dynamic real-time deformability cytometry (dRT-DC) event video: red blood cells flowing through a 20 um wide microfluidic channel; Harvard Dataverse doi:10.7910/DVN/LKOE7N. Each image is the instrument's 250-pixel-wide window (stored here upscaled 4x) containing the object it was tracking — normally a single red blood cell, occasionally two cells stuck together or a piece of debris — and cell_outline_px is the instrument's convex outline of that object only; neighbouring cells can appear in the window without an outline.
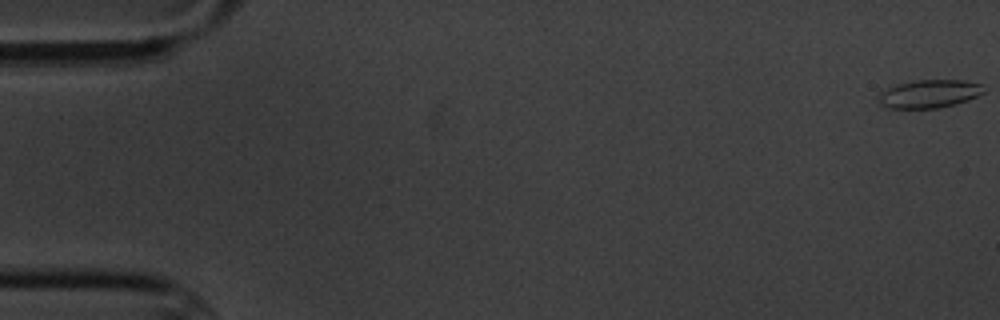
{"species": "common noctule bat (a hibernating species)", "species_latin": "Nyctalus noctula", "temperature_condition": "cold", "stored_images_in_passage": 6, "camera_frame_rate_fps": 3000, "um_per_image_px": 0.085, "animal": {"sex": "male", "body_mass_g": 20.1, "forearm_length_mm": 53.5}, "frame": {"image": 1, "passage_image": 1, "time_ms": 0.0, "image_size_px": [1000, 320], "cell_outline_px": [[984, 92], [968, 100], [956, 104], [936, 108], [888, 108], [880, 104], [876, 96], [880, 92], [888, 88], [900, 84], [916, 80], [960, 80], [980, 84]], "centroid_in_image_um": [78.94, 7.98], "position_along_channel_um": 6.1, "area_um2": 17.05}}